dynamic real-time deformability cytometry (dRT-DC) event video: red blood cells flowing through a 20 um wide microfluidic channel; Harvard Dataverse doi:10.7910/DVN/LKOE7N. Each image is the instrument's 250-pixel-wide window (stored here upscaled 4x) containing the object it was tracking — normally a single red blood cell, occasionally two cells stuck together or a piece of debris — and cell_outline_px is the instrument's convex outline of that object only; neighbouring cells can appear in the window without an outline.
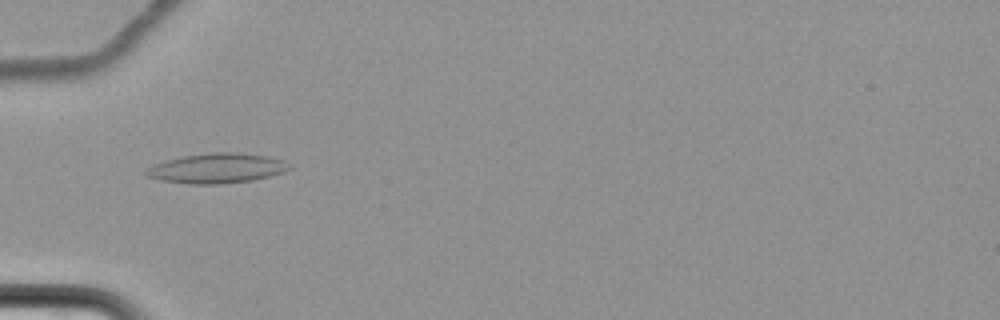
{"species": "common noctule bat (a hibernating species)", "species_latin": "Nyctalus noctula", "temperature_condition": "cold", "stored_images_in_passage": 7, "camera_frame_rate_fps": 3000, "um_per_image_px": 0.085, "animal": {"sex": "female", "body_mass_g": 22.7, "forearm_length_mm": 54.2}, "frame": {"image": 1, "passage_image": 4, "time_ms": 3.667, "image_size_px": [1000, 320], "cell_outline_px": [[292, 168], [284, 172], [252, 180], [220, 184], [188, 184], [160, 180], [144, 176], [144, 172], [152, 164], [164, 160], [184, 156], [212, 152], [240, 152], [268, 156], [284, 160]], "centroid_in_image_um": [18.4, 14.3], "position_along_channel_um": 66.6, "area_um2": 25.14}}
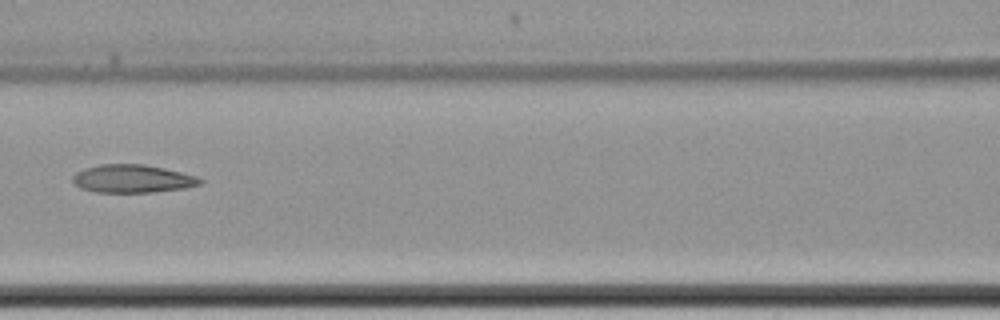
{"frame": {"image": 2, "passage_image": 6, "time_ms": 6.333, "image_size_px": [1000, 320], "cell_outline_px": [[204, 180], [200, 184], [184, 188], [152, 192], [96, 192], [80, 188], [72, 180], [72, 176], [76, 172], [84, 168], [100, 164], [144, 164], [164, 168], [196, 176]], "centroid_in_image_um": [11.24, 15.18], "position_along_channel_um": 155.4, "area_um2": 20.75}}
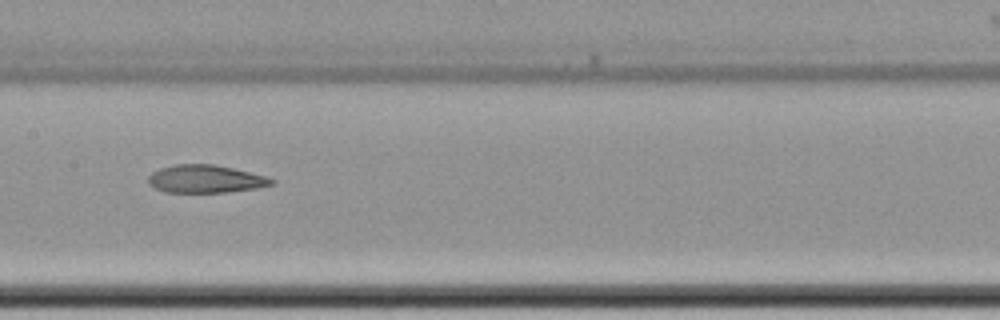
{"frame": {"image": 3, "passage_image": 7, "time_ms": 7.333, "image_size_px": [1000, 320], "cell_outline_px": [[276, 184], [256, 188], [228, 192], [164, 192], [148, 184], [148, 176], [152, 172], [160, 168], [172, 164], [212, 164], [232, 168], [268, 176], [276, 180]], "centroid_in_image_um": [17.49, 15.21], "position_along_channel_um": 189.9, "area_um2": 20.17}}